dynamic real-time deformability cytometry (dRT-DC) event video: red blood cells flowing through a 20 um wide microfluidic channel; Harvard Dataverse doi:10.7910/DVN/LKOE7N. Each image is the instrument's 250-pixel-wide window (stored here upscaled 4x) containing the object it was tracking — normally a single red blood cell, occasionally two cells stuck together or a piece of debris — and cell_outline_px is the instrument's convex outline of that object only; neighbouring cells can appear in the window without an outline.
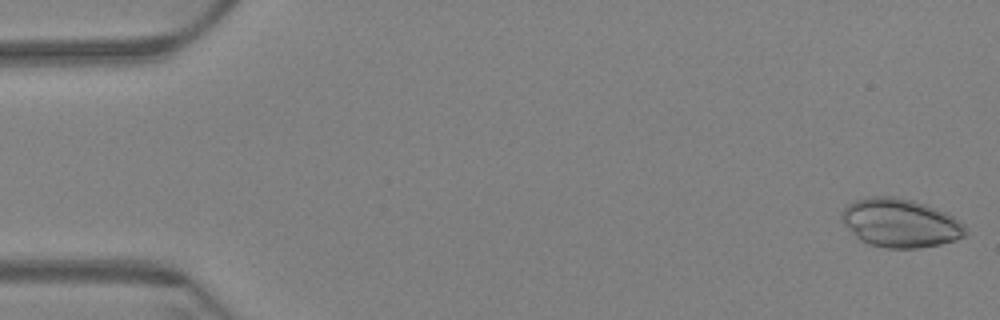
{"species": "Egyptian fruit bat (a non-hibernating species)", "species_latin": "Rousettus aegyptiacus", "temperature_condition": "warm", "stored_images_in_passage": 61, "camera_frame_rate_fps": 3000, "um_per_image_px": 0.085, "animal": {"sex": "female"}, "frame": {"image": 1, "passage_image": 1, "time_ms": 0.0, "image_size_px": [1000, 320], "cell_outline_px": [[968, 232], [964, 236], [956, 240], [940, 244], [920, 248], [884, 248], [868, 244], [860, 240], [844, 224], [840, 216], [840, 212], [848, 204], [856, 200], [868, 196], [896, 196], [912, 200], [936, 208], [952, 216], [964, 224]], "centroid_in_image_um": [76.51, 18.95], "position_along_channel_um": 8.5, "area_um2": 35.2}}
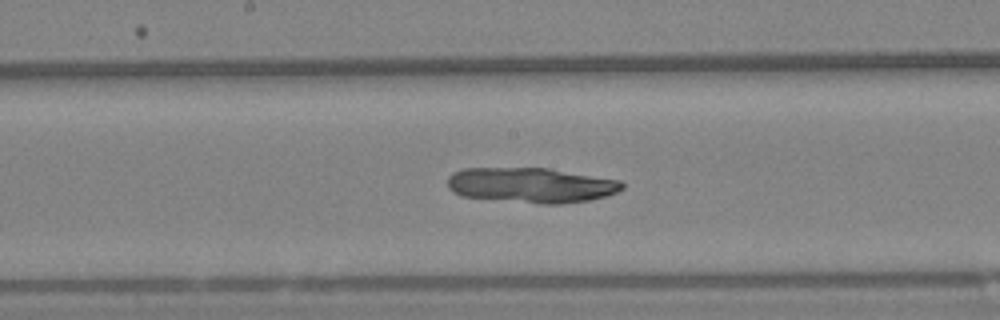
{"frame": {"image": 2, "passage_image": 32, "time_ms": 10.333, "image_size_px": [1000, 320], "cell_outline_px": [[624, 188], [608, 196], [588, 200], [564, 204], [540, 204], [460, 196], [452, 192], [448, 188], [448, 176], [452, 172], [464, 168], [548, 168], [620, 180], [624, 184]], "centroid_in_image_um": [45.13, 15.74], "position_along_channel_um": 203.1, "area_um2": 36.01}}
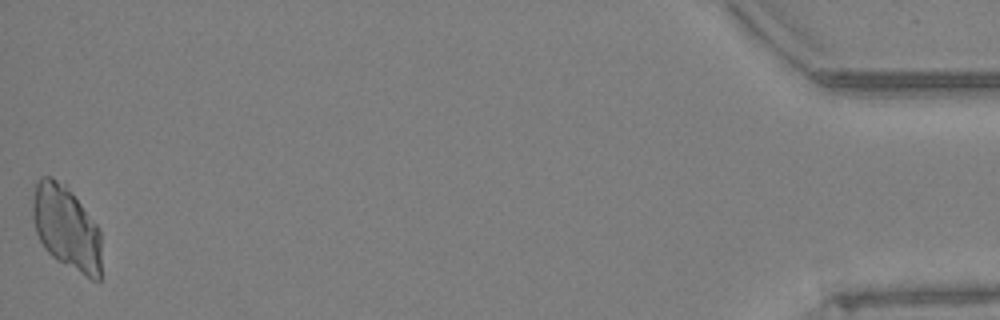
{"frame": {"image": 3, "passage_image": 61, "time_ms": 20.0, "image_size_px": [1000, 320], "cell_outline_px": [[100, 280], [92, 280], [56, 260], [44, 248], [36, 232], [32, 220], [32, 200], [36, 180], [40, 176], [52, 176], [64, 184], [72, 192], [100, 228]], "centroid_in_image_um": [5.62, 19.33], "position_along_channel_um": 429.6, "area_um2": 33.99}}